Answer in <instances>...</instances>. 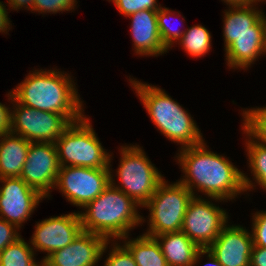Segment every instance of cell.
Masks as SVG:
<instances>
[{
  "instance_id": "d590c367",
  "label": "cell",
  "mask_w": 266,
  "mask_h": 266,
  "mask_svg": "<svg viewBox=\"0 0 266 266\" xmlns=\"http://www.w3.org/2000/svg\"><path fill=\"white\" fill-rule=\"evenodd\" d=\"M207 257L209 258L208 263H206L204 266H222L220 262L206 249Z\"/></svg>"
},
{
  "instance_id": "1f68e13d",
  "label": "cell",
  "mask_w": 266,
  "mask_h": 266,
  "mask_svg": "<svg viewBox=\"0 0 266 266\" xmlns=\"http://www.w3.org/2000/svg\"><path fill=\"white\" fill-rule=\"evenodd\" d=\"M0 103V135L11 132V110Z\"/></svg>"
},
{
  "instance_id": "d4e9b609",
  "label": "cell",
  "mask_w": 266,
  "mask_h": 266,
  "mask_svg": "<svg viewBox=\"0 0 266 266\" xmlns=\"http://www.w3.org/2000/svg\"><path fill=\"white\" fill-rule=\"evenodd\" d=\"M243 129L255 141L266 145V107L243 111ZM257 139V140H256Z\"/></svg>"
},
{
  "instance_id": "ffe728a7",
  "label": "cell",
  "mask_w": 266,
  "mask_h": 266,
  "mask_svg": "<svg viewBox=\"0 0 266 266\" xmlns=\"http://www.w3.org/2000/svg\"><path fill=\"white\" fill-rule=\"evenodd\" d=\"M226 60L231 68H248L266 53V34H244L237 37L226 49Z\"/></svg>"
},
{
  "instance_id": "d6a6232c",
  "label": "cell",
  "mask_w": 266,
  "mask_h": 266,
  "mask_svg": "<svg viewBox=\"0 0 266 266\" xmlns=\"http://www.w3.org/2000/svg\"><path fill=\"white\" fill-rule=\"evenodd\" d=\"M250 266H266V248L253 246Z\"/></svg>"
},
{
  "instance_id": "4dcf8cb0",
  "label": "cell",
  "mask_w": 266,
  "mask_h": 266,
  "mask_svg": "<svg viewBox=\"0 0 266 266\" xmlns=\"http://www.w3.org/2000/svg\"><path fill=\"white\" fill-rule=\"evenodd\" d=\"M16 229L18 230L15 225L0 218V252L21 237Z\"/></svg>"
},
{
  "instance_id": "44dd1931",
  "label": "cell",
  "mask_w": 266,
  "mask_h": 266,
  "mask_svg": "<svg viewBox=\"0 0 266 266\" xmlns=\"http://www.w3.org/2000/svg\"><path fill=\"white\" fill-rule=\"evenodd\" d=\"M125 240L124 246L130 251L137 266H168L160 245L154 237L143 234L134 240Z\"/></svg>"
},
{
  "instance_id": "603a6c76",
  "label": "cell",
  "mask_w": 266,
  "mask_h": 266,
  "mask_svg": "<svg viewBox=\"0 0 266 266\" xmlns=\"http://www.w3.org/2000/svg\"><path fill=\"white\" fill-rule=\"evenodd\" d=\"M34 255L32 247L20 237L0 252V266H38Z\"/></svg>"
},
{
  "instance_id": "cb8c5ba5",
  "label": "cell",
  "mask_w": 266,
  "mask_h": 266,
  "mask_svg": "<svg viewBox=\"0 0 266 266\" xmlns=\"http://www.w3.org/2000/svg\"><path fill=\"white\" fill-rule=\"evenodd\" d=\"M243 131L249 137L246 141V151L251 173L256 183L266 190V145L255 141L244 129Z\"/></svg>"
},
{
  "instance_id": "6da1fadb",
  "label": "cell",
  "mask_w": 266,
  "mask_h": 266,
  "mask_svg": "<svg viewBox=\"0 0 266 266\" xmlns=\"http://www.w3.org/2000/svg\"><path fill=\"white\" fill-rule=\"evenodd\" d=\"M204 141L182 148L178 163L185 174L179 180L189 191L198 189L216 201L234 199L241 192L255 187L250 179L227 158L206 149Z\"/></svg>"
},
{
  "instance_id": "ac0fdd59",
  "label": "cell",
  "mask_w": 266,
  "mask_h": 266,
  "mask_svg": "<svg viewBox=\"0 0 266 266\" xmlns=\"http://www.w3.org/2000/svg\"><path fill=\"white\" fill-rule=\"evenodd\" d=\"M168 266H195L206 249H201L182 231L154 236ZM199 259V260H198Z\"/></svg>"
},
{
  "instance_id": "9a60e30c",
  "label": "cell",
  "mask_w": 266,
  "mask_h": 266,
  "mask_svg": "<svg viewBox=\"0 0 266 266\" xmlns=\"http://www.w3.org/2000/svg\"><path fill=\"white\" fill-rule=\"evenodd\" d=\"M252 234L241 226L226 225L207 250L222 266H250Z\"/></svg>"
},
{
  "instance_id": "4fadbf2b",
  "label": "cell",
  "mask_w": 266,
  "mask_h": 266,
  "mask_svg": "<svg viewBox=\"0 0 266 266\" xmlns=\"http://www.w3.org/2000/svg\"><path fill=\"white\" fill-rule=\"evenodd\" d=\"M35 226L30 241L32 249L47 252L45 258L68 246L83 231L79 212L44 219Z\"/></svg>"
},
{
  "instance_id": "7402d4cb",
  "label": "cell",
  "mask_w": 266,
  "mask_h": 266,
  "mask_svg": "<svg viewBox=\"0 0 266 266\" xmlns=\"http://www.w3.org/2000/svg\"><path fill=\"white\" fill-rule=\"evenodd\" d=\"M183 49L192 57H201L211 48V34L202 25L188 28L179 40Z\"/></svg>"
},
{
  "instance_id": "2e32d148",
  "label": "cell",
  "mask_w": 266,
  "mask_h": 266,
  "mask_svg": "<svg viewBox=\"0 0 266 266\" xmlns=\"http://www.w3.org/2000/svg\"><path fill=\"white\" fill-rule=\"evenodd\" d=\"M257 2L229 5L223 21L225 49L244 34H266V17L253 7Z\"/></svg>"
},
{
  "instance_id": "e575fe53",
  "label": "cell",
  "mask_w": 266,
  "mask_h": 266,
  "mask_svg": "<svg viewBox=\"0 0 266 266\" xmlns=\"http://www.w3.org/2000/svg\"><path fill=\"white\" fill-rule=\"evenodd\" d=\"M8 4L12 9L18 10L21 9L22 7L28 8V10L33 11V3L34 0H7Z\"/></svg>"
},
{
  "instance_id": "d6986e66",
  "label": "cell",
  "mask_w": 266,
  "mask_h": 266,
  "mask_svg": "<svg viewBox=\"0 0 266 266\" xmlns=\"http://www.w3.org/2000/svg\"><path fill=\"white\" fill-rule=\"evenodd\" d=\"M0 138V178L20 177L30 142L12 132Z\"/></svg>"
},
{
  "instance_id": "836d02e7",
  "label": "cell",
  "mask_w": 266,
  "mask_h": 266,
  "mask_svg": "<svg viewBox=\"0 0 266 266\" xmlns=\"http://www.w3.org/2000/svg\"><path fill=\"white\" fill-rule=\"evenodd\" d=\"M6 6H4V3L2 4V2H0V32H7V29L10 28V20L8 18V12L5 8Z\"/></svg>"
},
{
  "instance_id": "277c9868",
  "label": "cell",
  "mask_w": 266,
  "mask_h": 266,
  "mask_svg": "<svg viewBox=\"0 0 266 266\" xmlns=\"http://www.w3.org/2000/svg\"><path fill=\"white\" fill-rule=\"evenodd\" d=\"M151 121L169 140L180 143L181 149L196 146L204 140L192 117L161 88L130 78Z\"/></svg>"
},
{
  "instance_id": "3957f363",
  "label": "cell",
  "mask_w": 266,
  "mask_h": 266,
  "mask_svg": "<svg viewBox=\"0 0 266 266\" xmlns=\"http://www.w3.org/2000/svg\"><path fill=\"white\" fill-rule=\"evenodd\" d=\"M139 205L111 183L94 200L88 202L79 212L82 229L99 234L107 240L121 239L135 226L144 222L137 212Z\"/></svg>"
},
{
  "instance_id": "83f0119b",
  "label": "cell",
  "mask_w": 266,
  "mask_h": 266,
  "mask_svg": "<svg viewBox=\"0 0 266 266\" xmlns=\"http://www.w3.org/2000/svg\"><path fill=\"white\" fill-rule=\"evenodd\" d=\"M76 0H34L33 11L38 13H59L74 10Z\"/></svg>"
},
{
  "instance_id": "52a82bcc",
  "label": "cell",
  "mask_w": 266,
  "mask_h": 266,
  "mask_svg": "<svg viewBox=\"0 0 266 266\" xmlns=\"http://www.w3.org/2000/svg\"><path fill=\"white\" fill-rule=\"evenodd\" d=\"M193 193L180 181L167 184L163 179L156 192L143 206L150 212L149 228L145 235L154 237L164 233L180 232Z\"/></svg>"
},
{
  "instance_id": "5b68a950",
  "label": "cell",
  "mask_w": 266,
  "mask_h": 266,
  "mask_svg": "<svg viewBox=\"0 0 266 266\" xmlns=\"http://www.w3.org/2000/svg\"><path fill=\"white\" fill-rule=\"evenodd\" d=\"M96 135L86 116L70 123L55 142L60 167L110 169L112 155L106 152Z\"/></svg>"
},
{
  "instance_id": "8fae6325",
  "label": "cell",
  "mask_w": 266,
  "mask_h": 266,
  "mask_svg": "<svg viewBox=\"0 0 266 266\" xmlns=\"http://www.w3.org/2000/svg\"><path fill=\"white\" fill-rule=\"evenodd\" d=\"M59 169L55 143H30L20 178L46 198L54 189Z\"/></svg>"
},
{
  "instance_id": "7c38bea8",
  "label": "cell",
  "mask_w": 266,
  "mask_h": 266,
  "mask_svg": "<svg viewBox=\"0 0 266 266\" xmlns=\"http://www.w3.org/2000/svg\"><path fill=\"white\" fill-rule=\"evenodd\" d=\"M0 218L18 229L28 220L43 197L20 177L0 178Z\"/></svg>"
},
{
  "instance_id": "9c48e42d",
  "label": "cell",
  "mask_w": 266,
  "mask_h": 266,
  "mask_svg": "<svg viewBox=\"0 0 266 266\" xmlns=\"http://www.w3.org/2000/svg\"><path fill=\"white\" fill-rule=\"evenodd\" d=\"M111 173V168L60 167L54 188H58L73 205L83 208L110 184Z\"/></svg>"
},
{
  "instance_id": "5bb4252c",
  "label": "cell",
  "mask_w": 266,
  "mask_h": 266,
  "mask_svg": "<svg viewBox=\"0 0 266 266\" xmlns=\"http://www.w3.org/2000/svg\"><path fill=\"white\" fill-rule=\"evenodd\" d=\"M109 241L99 234L82 231L68 246L52 252L41 261L45 266H95Z\"/></svg>"
},
{
  "instance_id": "30bf717a",
  "label": "cell",
  "mask_w": 266,
  "mask_h": 266,
  "mask_svg": "<svg viewBox=\"0 0 266 266\" xmlns=\"http://www.w3.org/2000/svg\"><path fill=\"white\" fill-rule=\"evenodd\" d=\"M202 197L189 201L181 231L201 249H207L227 224L228 214Z\"/></svg>"
},
{
  "instance_id": "ba28073f",
  "label": "cell",
  "mask_w": 266,
  "mask_h": 266,
  "mask_svg": "<svg viewBox=\"0 0 266 266\" xmlns=\"http://www.w3.org/2000/svg\"><path fill=\"white\" fill-rule=\"evenodd\" d=\"M8 100L15 102L11 111V132L27 139L30 143H55L70 122L62 115L36 110L20 104L8 93Z\"/></svg>"
},
{
  "instance_id": "484cf974",
  "label": "cell",
  "mask_w": 266,
  "mask_h": 266,
  "mask_svg": "<svg viewBox=\"0 0 266 266\" xmlns=\"http://www.w3.org/2000/svg\"><path fill=\"white\" fill-rule=\"evenodd\" d=\"M172 11L173 10H169L168 8H162L160 7V9L157 11V23H158V29H159V33H160V37L162 40V43L164 44L165 48L167 50H169L174 41L178 42L183 33L185 31H178V30H174L171 26H169L168 18L172 15ZM178 40V41H177Z\"/></svg>"
},
{
  "instance_id": "e0dca14e",
  "label": "cell",
  "mask_w": 266,
  "mask_h": 266,
  "mask_svg": "<svg viewBox=\"0 0 266 266\" xmlns=\"http://www.w3.org/2000/svg\"><path fill=\"white\" fill-rule=\"evenodd\" d=\"M131 23V35L135 52L139 55L158 56L167 52L162 43L158 23L157 11L142 10L129 16Z\"/></svg>"
},
{
  "instance_id": "8d00e7d4",
  "label": "cell",
  "mask_w": 266,
  "mask_h": 266,
  "mask_svg": "<svg viewBox=\"0 0 266 266\" xmlns=\"http://www.w3.org/2000/svg\"><path fill=\"white\" fill-rule=\"evenodd\" d=\"M228 5H235V4H246L256 0H223Z\"/></svg>"
},
{
  "instance_id": "f1b7e54d",
  "label": "cell",
  "mask_w": 266,
  "mask_h": 266,
  "mask_svg": "<svg viewBox=\"0 0 266 266\" xmlns=\"http://www.w3.org/2000/svg\"><path fill=\"white\" fill-rule=\"evenodd\" d=\"M115 244L108 254L104 266H137L130 251L124 245Z\"/></svg>"
},
{
  "instance_id": "8992f818",
  "label": "cell",
  "mask_w": 266,
  "mask_h": 266,
  "mask_svg": "<svg viewBox=\"0 0 266 266\" xmlns=\"http://www.w3.org/2000/svg\"><path fill=\"white\" fill-rule=\"evenodd\" d=\"M121 147L120 165L116 171L121 185H115L112 174L110 183L143 207L164 178L139 145Z\"/></svg>"
},
{
  "instance_id": "7a4b0ae2",
  "label": "cell",
  "mask_w": 266,
  "mask_h": 266,
  "mask_svg": "<svg viewBox=\"0 0 266 266\" xmlns=\"http://www.w3.org/2000/svg\"><path fill=\"white\" fill-rule=\"evenodd\" d=\"M35 70L12 90L14 98L36 110L62 114L70 123L83 116L80 100L71 76L61 71ZM83 110V111H82Z\"/></svg>"
},
{
  "instance_id": "f546056e",
  "label": "cell",
  "mask_w": 266,
  "mask_h": 266,
  "mask_svg": "<svg viewBox=\"0 0 266 266\" xmlns=\"http://www.w3.org/2000/svg\"><path fill=\"white\" fill-rule=\"evenodd\" d=\"M252 227L253 246L266 248V211L253 215Z\"/></svg>"
},
{
  "instance_id": "74e56055",
  "label": "cell",
  "mask_w": 266,
  "mask_h": 266,
  "mask_svg": "<svg viewBox=\"0 0 266 266\" xmlns=\"http://www.w3.org/2000/svg\"><path fill=\"white\" fill-rule=\"evenodd\" d=\"M40 264L38 266H45L44 263L41 261L39 262Z\"/></svg>"
},
{
  "instance_id": "4316f807",
  "label": "cell",
  "mask_w": 266,
  "mask_h": 266,
  "mask_svg": "<svg viewBox=\"0 0 266 266\" xmlns=\"http://www.w3.org/2000/svg\"><path fill=\"white\" fill-rule=\"evenodd\" d=\"M115 3L119 12L123 15L129 16L142 10L158 11L160 6L156 0H109ZM159 6V7H158Z\"/></svg>"
}]
</instances>
